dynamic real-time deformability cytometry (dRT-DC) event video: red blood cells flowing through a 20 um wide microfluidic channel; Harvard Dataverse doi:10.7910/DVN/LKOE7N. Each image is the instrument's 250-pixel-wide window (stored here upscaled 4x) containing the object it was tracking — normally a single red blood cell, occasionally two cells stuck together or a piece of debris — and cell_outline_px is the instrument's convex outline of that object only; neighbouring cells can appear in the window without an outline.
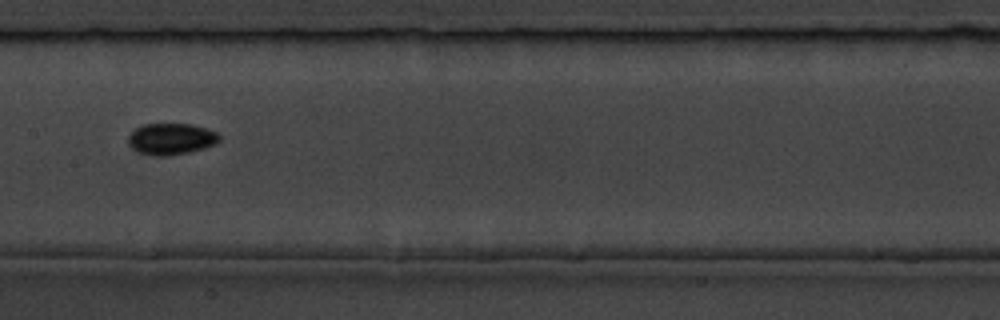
{"species": "common noctule bat (a hibernating species)", "species_latin": "Nyctalus noctula", "temperature_condition": "room temperature", "stored_images_in_passage": 9, "camera_frame_rate_fps": 3000, "um_per_image_px": 0.085, "animal": {"sex": "male", "body_mass_g": 19.5, "forearm_length_mm": 54.6}, "frame": {"image": 1, "passage_image": 8, "time_ms": 8.0, "image_size_px": [1000, 320], "cell_outline_px": [[220, 140], [216, 144], [204, 148], [188, 152], [164, 156], [152, 156], [136, 152], [128, 144], [128, 136], [140, 124], [192, 124], [216, 132], [220, 136]], "centroid_in_image_um": [14.51, 11.81], "position_along_channel_um": 192.9, "area_um2": 16.76}}
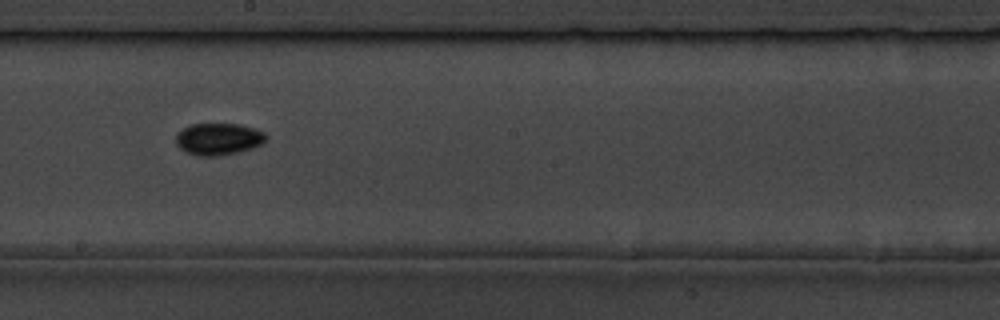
{"frame": {"image": 2, "passage_image": 9, "time_ms": 9.0, "image_size_px": [1000, 320], "cell_outline_px": [[268, 140], [264, 144], [252, 148], [236, 152], [216, 156], [200, 156], [184, 152], [176, 144], [176, 132], [192, 124], [240, 124], [264, 132], [268, 136]], "centroid_in_image_um": [18.58, 11.82], "position_along_channel_um": 229.6, "area_um2": 16.88}}